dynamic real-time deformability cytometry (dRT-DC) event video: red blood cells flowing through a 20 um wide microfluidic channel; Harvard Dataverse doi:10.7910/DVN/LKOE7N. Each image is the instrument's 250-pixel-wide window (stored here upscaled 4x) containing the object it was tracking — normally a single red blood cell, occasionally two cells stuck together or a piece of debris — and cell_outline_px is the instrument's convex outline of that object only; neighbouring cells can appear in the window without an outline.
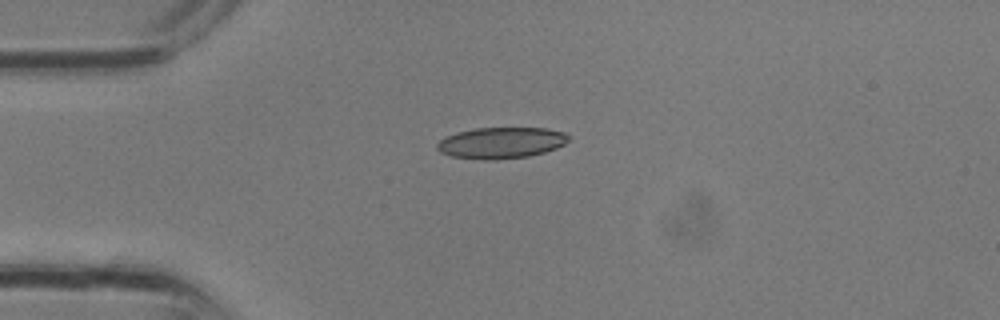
{"species": "common noctule bat (a hibernating species)", "species_latin": "Nyctalus noctula", "temperature_condition": "room temperature", "stored_images_in_passage": 12, "camera_frame_rate_fps": 3000, "um_per_image_px": 0.085, "animal": {"sex": "male", "body_mass_g": 13.3}, "frame": {"image": 1, "passage_image": 1, "time_ms": 0.0, "image_size_px": [1000, 320], "cell_outline_px": [[572, 136], [564, 144], [556, 148], [544, 152], [528, 156], [492, 160], [484, 160], [452, 156], [440, 152], [436, 148], [436, 144], [440, 140], [456, 132], [476, 128], [548, 128], [564, 132]], "centroid_in_image_um": [42.61, 12.13], "position_along_channel_um": 42.4, "area_um2": 23.93}}
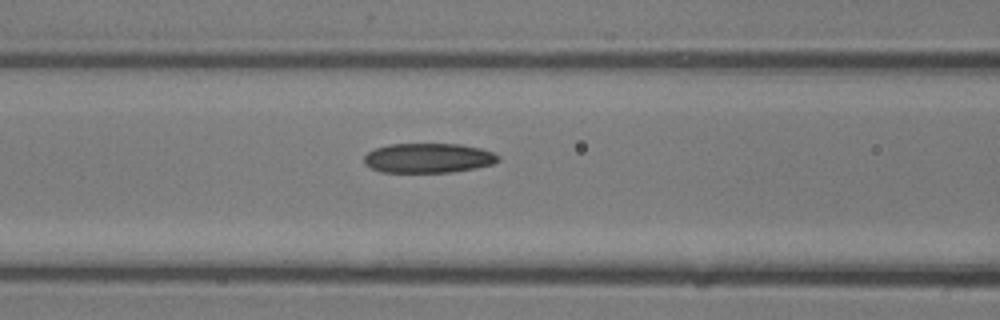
{"frame": {"image": 2, "passage_image": 6, "time_ms": 1.667, "image_size_px": [1000, 320], "cell_outline_px": [[500, 160], [492, 164], [476, 168], [452, 172], [380, 172], [364, 164], [364, 156], [368, 152], [376, 148], [388, 144], [460, 144], [480, 148], [492, 152], [500, 156]], "centroid_in_image_um": [36.41, 13.43], "position_along_channel_um": 130.2, "area_um2": 23.24}}
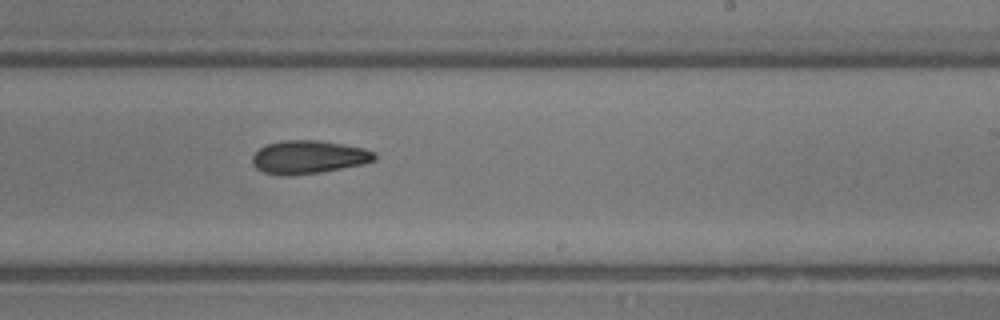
{"frame": {"image": 3, "passage_image": 12, "time_ms": 3.667, "image_size_px": [1000, 320], "cell_outline_px": [[376, 160], [364, 164], [320, 172], [288, 176], [264, 172], [256, 168], [252, 164], [252, 156], [260, 148], [268, 144], [284, 140], [316, 140], [364, 148], [376, 152]], "centroid_in_image_um": [26.24, 13.35], "position_along_channel_um": 262.8, "area_um2": 23.52}}